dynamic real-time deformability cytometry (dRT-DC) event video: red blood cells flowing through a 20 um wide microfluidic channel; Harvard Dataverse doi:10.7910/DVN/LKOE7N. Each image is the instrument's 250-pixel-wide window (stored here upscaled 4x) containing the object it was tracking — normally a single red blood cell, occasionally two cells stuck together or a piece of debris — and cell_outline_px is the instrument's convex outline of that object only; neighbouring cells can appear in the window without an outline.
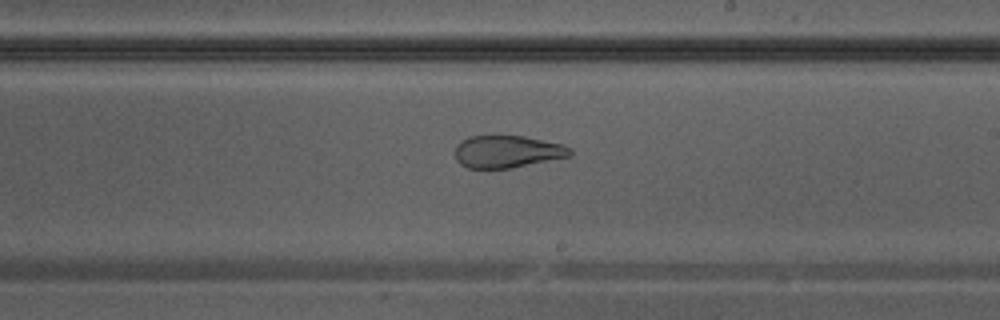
{"species": "Egyptian fruit bat (a non-hibernating species)", "species_latin": "Rousettus aegyptiacus", "temperature_condition": "warm", "stored_images_in_passage": 30, "camera_frame_rate_fps": 3000, "um_per_image_px": 0.085, "animal": {"sex": "male"}, "frame": {"image": 1, "passage_image": 13, "time_ms": 4.0, "image_size_px": [1000, 320], "cell_outline_px": [[572, 156], [512, 168], [468, 168], [460, 164], [456, 160], [456, 144], [460, 140], [468, 136], [524, 136], [564, 144], [572, 148]], "centroid_in_image_um": [43.14, 12.88], "position_along_channel_um": 245.9, "area_um2": 21.91}}
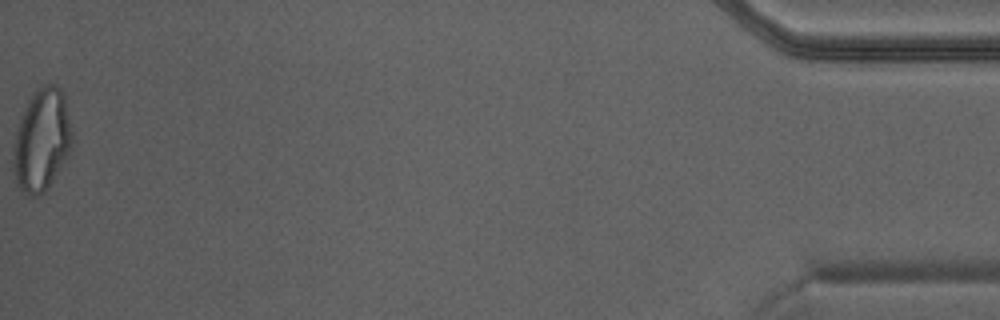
{"frame": {"image": 2, "passage_image": 30, "time_ms": 9.667, "image_size_px": [1000, 320], "cell_outline_px": [[72, 144], [64, 160], [48, 188], [44, 192], [36, 196], [28, 196], [20, 188], [16, 180], [12, 164], [16, 132], [20, 116], [32, 92], [44, 84], [56, 84], [64, 92], [72, 132]], "centroid_in_image_um": [3.54, 11.86], "position_along_channel_um": 431.7, "area_um2": 34.97}}